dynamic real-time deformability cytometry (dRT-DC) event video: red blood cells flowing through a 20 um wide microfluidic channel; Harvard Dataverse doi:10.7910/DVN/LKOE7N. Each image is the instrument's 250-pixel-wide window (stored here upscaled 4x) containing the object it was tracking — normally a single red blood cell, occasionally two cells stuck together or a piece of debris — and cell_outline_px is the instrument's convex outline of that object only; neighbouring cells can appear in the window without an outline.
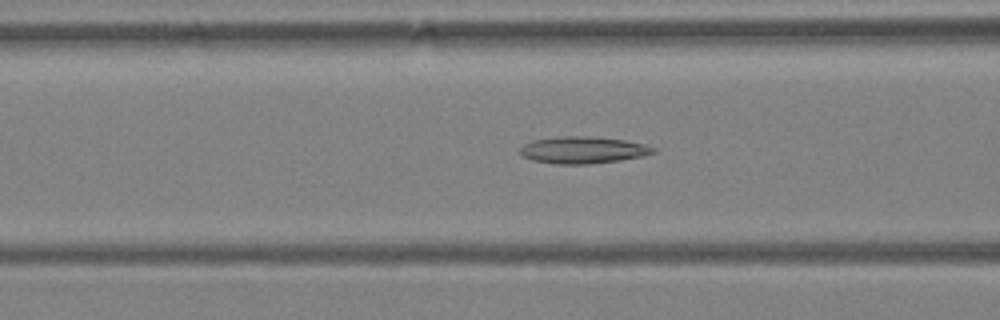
{"species": "Egyptian fruit bat (a non-hibernating species)", "species_latin": "Rousettus aegyptiacus", "temperature_condition": "warm", "stored_images_in_passage": 56, "camera_frame_rate_fps": 3000, "um_per_image_px": 0.085, "animal": {"sex": "female"}, "frame": {"image": 1, "passage_image": 23, "time_ms": 7.333, "image_size_px": [1000, 320], "cell_outline_px": [[656, 152], [644, 156], [620, 160], [588, 164], [556, 164], [532, 160], [520, 156], [520, 148], [524, 144], [532, 140], [564, 136], [584, 136], [628, 140], [644, 144], [656, 148]], "centroid_in_image_um": [49.55, 12.75], "position_along_channel_um": 117.0, "area_um2": 20.98}}
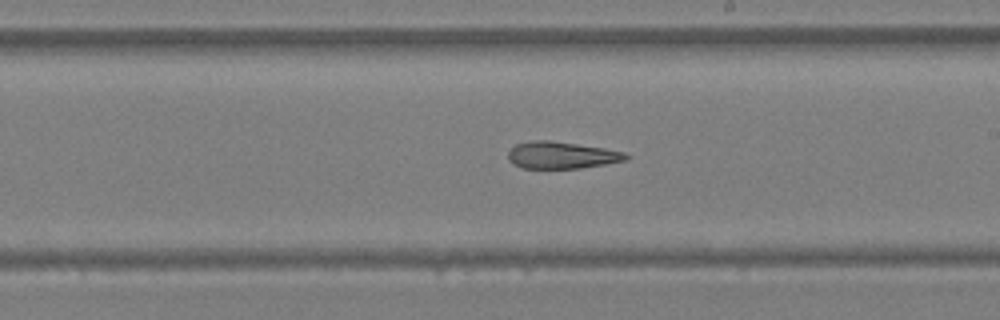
{"frame": {"image": 2, "passage_image": 33, "time_ms": 10.667, "image_size_px": [1000, 320], "cell_outline_px": [[628, 160], [580, 168], [520, 168], [512, 164], [508, 160], [508, 152], [516, 144], [532, 140], [552, 140], [604, 148], [624, 152], [628, 156]], "centroid_in_image_um": [47.7, 13.19], "position_along_channel_um": 241.3, "area_um2": 18.55}}
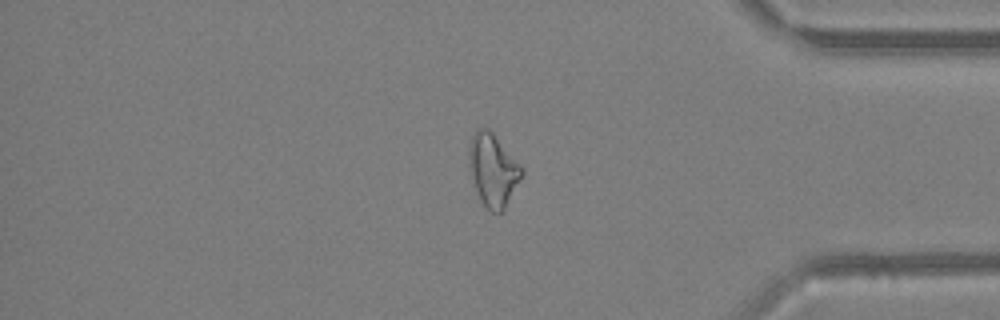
{"frame": {"image": 3, "passage_image": 47, "time_ms": 15.333, "image_size_px": [1000, 320], "cell_outline_px": [[524, 172], [504, 212], [492, 212], [484, 208], [472, 184], [468, 164], [468, 144], [476, 128], [488, 128], [492, 132], [524, 168]], "centroid_in_image_um": [41.88, 14.48], "position_along_channel_um": 393.3, "area_um2": 22.89}, "authors_computed_cell_mechanics": {"area_um2": 22.7732, "velocity_mm_per_s": 3.7305, "shape_relaxation_time_tau1_ms": null, "shape_relaxation_time_tau2_ms": 7.8675, "deformation_change_tau1": null, "deformation_change_tau2": 0.2247}}